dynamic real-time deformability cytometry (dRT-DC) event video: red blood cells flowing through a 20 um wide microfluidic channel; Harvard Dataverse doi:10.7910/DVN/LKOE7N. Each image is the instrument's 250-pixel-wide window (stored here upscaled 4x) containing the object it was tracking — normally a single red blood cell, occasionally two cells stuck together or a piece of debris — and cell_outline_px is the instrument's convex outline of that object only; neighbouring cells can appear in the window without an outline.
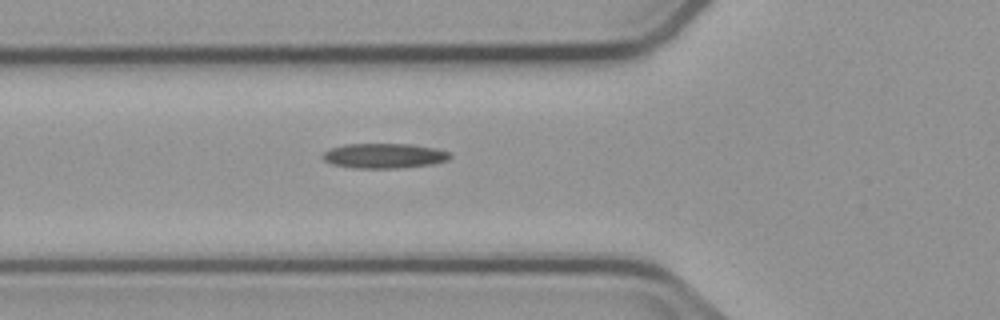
{"species": "common noctule bat (a hibernating species)", "species_latin": "Nyctalus noctula", "temperature_condition": "cold", "stored_images_in_passage": 5, "camera_frame_rate_fps": 3000, "um_per_image_px": 0.085, "animal": {"sex": "male", "body_mass_g": 23.1, "forearm_length_mm": 52.7}, "frame": {"image": 1, "passage_image": 5, "time_ms": 5.667, "image_size_px": [1000, 320], "cell_outline_px": [[452, 156], [448, 160], [432, 164], [400, 168], [352, 168], [332, 164], [324, 160], [320, 156], [324, 152], [332, 148], [344, 144], [408, 144], [432, 148], [448, 152]], "centroid_in_image_um": [32.61, 13.25], "position_along_channel_um": 93.2, "area_um2": 18.38}}